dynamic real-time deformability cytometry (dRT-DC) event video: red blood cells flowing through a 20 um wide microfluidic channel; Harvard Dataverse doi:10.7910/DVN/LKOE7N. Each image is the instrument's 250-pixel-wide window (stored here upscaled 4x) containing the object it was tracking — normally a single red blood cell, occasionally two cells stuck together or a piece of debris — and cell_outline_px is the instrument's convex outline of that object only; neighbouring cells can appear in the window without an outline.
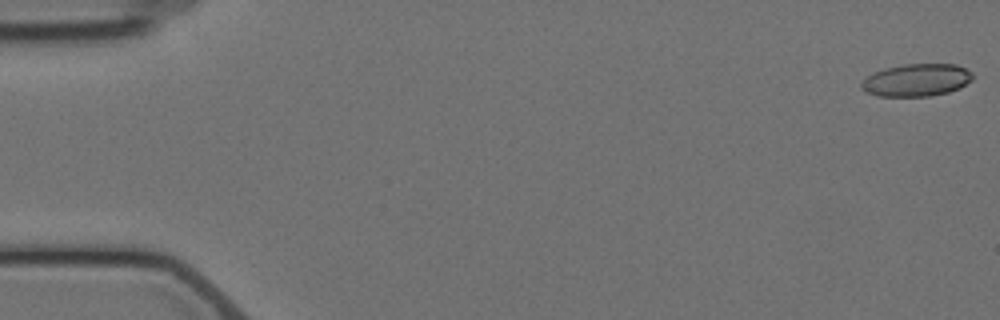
{"species": "Egyptian fruit bat (a non-hibernating species)", "species_latin": "Rousettus aegyptiacus", "temperature_condition": "cold", "stored_images_in_passage": 7, "segment_of_instrument_passage": [1, 2], "camera_frame_rate_fps": 3000, "um_per_image_px": 0.085, "animal": {"sex": "female"}, "frame": {"image": 1, "passage_image": 1, "time_ms": 0.0, "image_size_px": [1000, 320], "cell_outline_px": [[972, 80], [960, 88], [948, 92], [932, 96], [880, 96], [864, 92], [860, 88], [860, 84], [868, 76], [884, 68], [904, 64], [956, 64], [972, 72]], "centroid_in_image_um": [77.91, 6.81], "position_along_channel_um": 7.1, "area_um2": 21.1}}
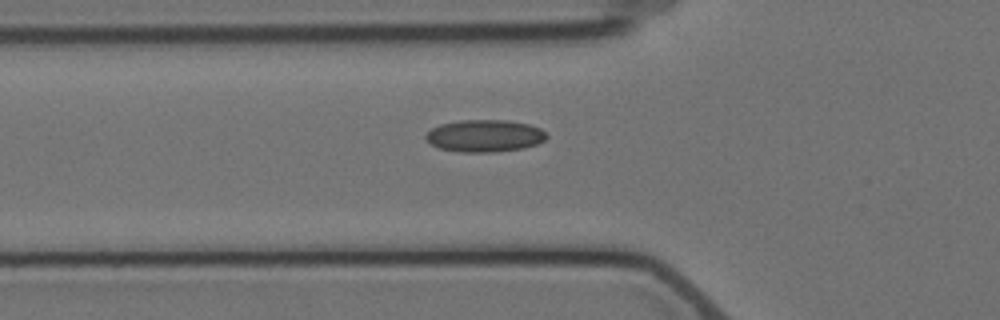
{"frame": {"image": 2, "passage_image": 6, "time_ms": 6.333, "image_size_px": [1000, 320], "cell_outline_px": [[548, 136], [544, 140], [536, 144], [524, 148], [492, 152], [464, 152], [440, 148], [432, 144], [424, 136], [432, 128], [440, 124], [460, 120], [508, 120], [528, 124], [540, 128]], "centroid_in_image_um": [41.21, 11.54], "position_along_channel_um": 84.6, "area_um2": 22.48}}